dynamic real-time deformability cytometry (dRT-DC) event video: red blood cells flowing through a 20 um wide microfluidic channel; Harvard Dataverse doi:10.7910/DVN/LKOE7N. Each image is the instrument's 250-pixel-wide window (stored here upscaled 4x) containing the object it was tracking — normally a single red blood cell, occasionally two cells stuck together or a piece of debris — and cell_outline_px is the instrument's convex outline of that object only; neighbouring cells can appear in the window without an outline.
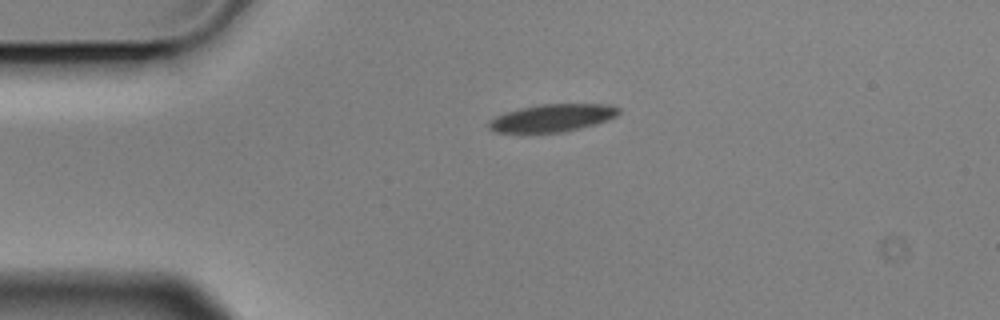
{"species": "Egyptian fruit bat (a non-hibernating species)", "species_latin": "Rousettus aegyptiacus", "temperature_condition": "cold", "stored_images_in_passage": 2, "camera_frame_rate_fps": 3000, "um_per_image_px": 0.085, "animal": {"sex": "male"}, "frame": {"image": 1, "passage_image": 1, "time_ms": 0.0, "image_size_px": [1000, 320], "cell_outline_px": [[620, 112], [616, 116], [596, 124], [560, 132], [496, 132], [488, 128], [488, 120], [504, 112], [520, 108], [540, 104], [604, 104], [620, 108]], "centroid_in_image_um": [46.91, 10.01], "position_along_channel_um": 38.1, "area_um2": 20.69}}